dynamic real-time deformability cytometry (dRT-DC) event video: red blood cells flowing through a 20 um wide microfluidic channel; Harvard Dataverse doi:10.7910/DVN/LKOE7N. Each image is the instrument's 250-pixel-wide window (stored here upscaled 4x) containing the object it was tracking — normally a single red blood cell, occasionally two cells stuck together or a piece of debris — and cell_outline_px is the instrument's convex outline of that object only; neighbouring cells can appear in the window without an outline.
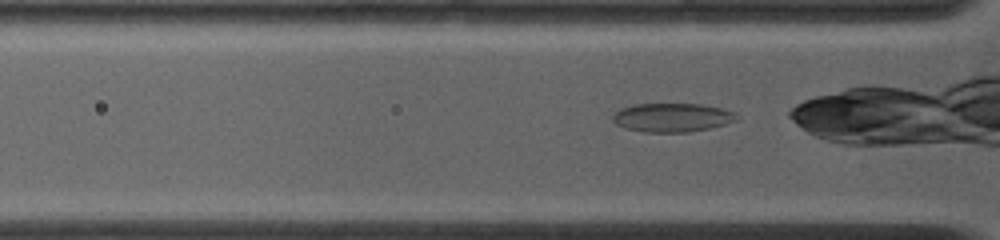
{"species": "common noctule bat (a hibernating species)", "species_latin": "Nyctalus noctula", "temperature_condition": "warm", "stored_images_in_passage": 43, "camera_frame_rate_fps": 4500, "um_per_image_px": 0.085, "animal": {"sex": "female", "body_mass_g": 19.0, "forearm_length_mm": 53.3}, "frame": {"image": 1, "passage_image": 2, "time_ms": 0.222, "image_size_px": [1000, 240], "cell_outline_px": [[736, 120], [724, 124], [708, 128], [688, 132], [644, 132], [628, 128], [616, 124], [612, 120], [612, 116], [620, 108], [632, 104], [700, 104], [720, 108], [736, 112]], "centroid_in_image_um": [57.1, 9.98], "position_along_channel_um": 68.7, "area_um2": 20.58}}
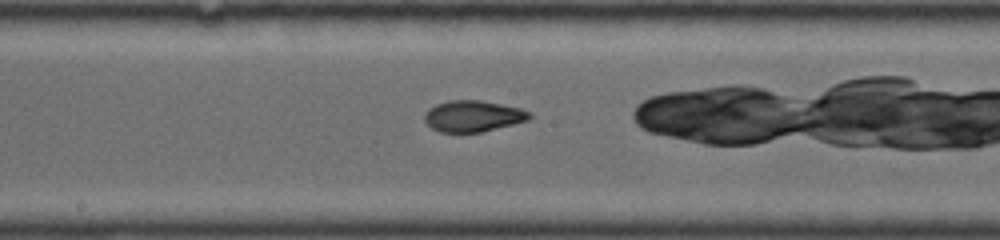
{"frame": {"image": 2, "passage_image": 18, "time_ms": 3.778, "image_size_px": [1000, 240], "cell_outline_px": [[532, 116], [528, 120], [480, 132], [440, 132], [432, 128], [424, 120], [424, 112], [428, 108], [436, 104], [448, 100], [480, 100], [520, 108], [532, 112]], "centroid_in_image_um": [40.18, 9.86], "position_along_channel_um": 208.0, "area_um2": 19.07}}
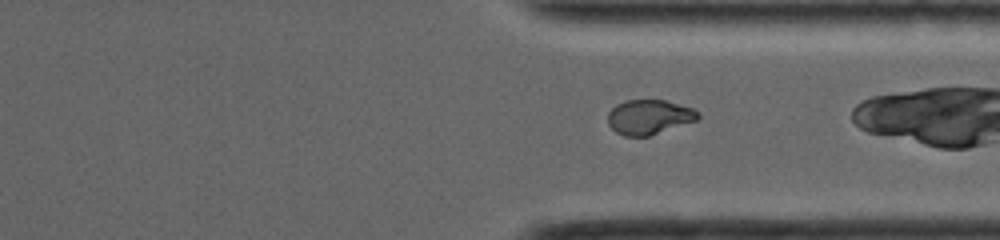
{"frame": {"image": 3, "passage_image": 35, "time_ms": 7.556, "image_size_px": [1000, 240], "cell_outline_px": [[700, 116], [696, 120], [648, 136], [624, 136], [616, 132], [608, 124], [608, 112], [616, 104], [624, 100], [664, 100], [692, 108], [700, 112]], "centroid_in_image_um": [55.14, 9.94], "position_along_channel_um": 356.3, "area_um2": 18.09}}